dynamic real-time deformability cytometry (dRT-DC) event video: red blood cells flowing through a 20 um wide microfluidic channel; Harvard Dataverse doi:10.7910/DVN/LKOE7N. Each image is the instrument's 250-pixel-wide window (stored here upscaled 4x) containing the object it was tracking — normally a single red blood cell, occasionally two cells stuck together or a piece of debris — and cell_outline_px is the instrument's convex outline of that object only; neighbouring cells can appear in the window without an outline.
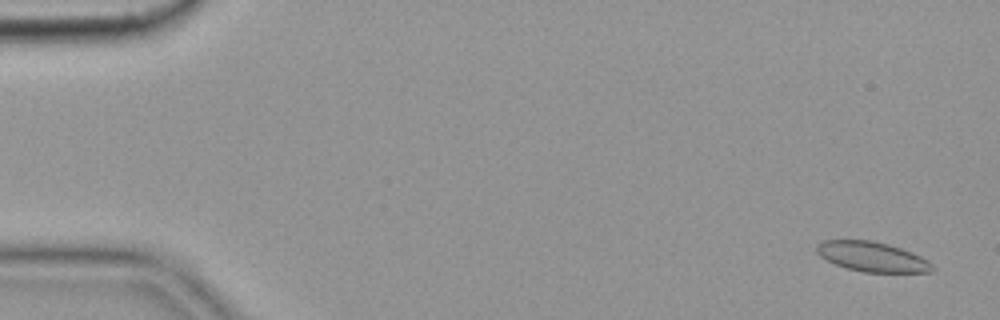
{"species": "common noctule bat (a hibernating species)", "species_latin": "Nyctalus noctula", "temperature_condition": "cold", "stored_images_in_passage": 18, "camera_frame_rate_fps": 3000, "um_per_image_px": 0.085, "animal": {"sex": "female", "body_mass_g": 19.9}, "frame": {"image": 1, "passage_image": 3, "time_ms": 0.667, "image_size_px": [1000, 320], "cell_outline_px": [[936, 268], [932, 272], [864, 272], [848, 268], [836, 264], [820, 256], [816, 252], [816, 244], [824, 240], [872, 240], [888, 244], [912, 252], [928, 260]], "centroid_in_image_um": [74.15, 21.82], "position_along_channel_um": 10.9, "area_um2": 20.06}}
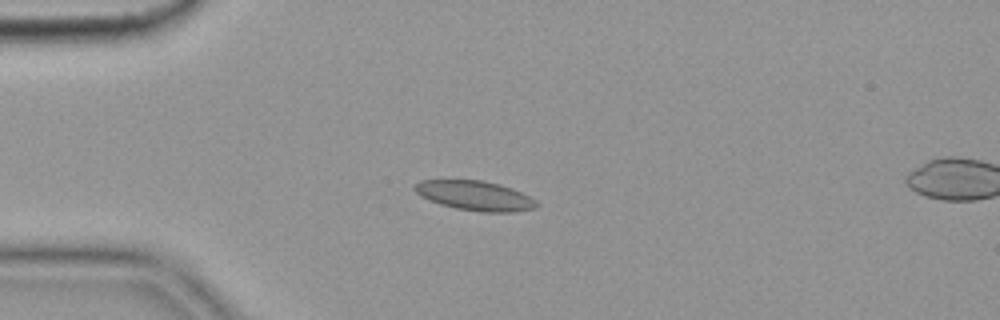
{"frame": {"image": 2, "passage_image": 15, "time_ms": 4.667, "image_size_px": [1000, 320], "cell_outline_px": [[540, 204], [536, 208], [516, 212], [480, 212], [456, 208], [440, 204], [428, 200], [420, 196], [412, 188], [420, 180], [480, 180], [500, 184], [512, 188], [536, 200]], "centroid_in_image_um": [40.38, 16.64], "position_along_channel_um": 44.6, "area_um2": 21.15}}